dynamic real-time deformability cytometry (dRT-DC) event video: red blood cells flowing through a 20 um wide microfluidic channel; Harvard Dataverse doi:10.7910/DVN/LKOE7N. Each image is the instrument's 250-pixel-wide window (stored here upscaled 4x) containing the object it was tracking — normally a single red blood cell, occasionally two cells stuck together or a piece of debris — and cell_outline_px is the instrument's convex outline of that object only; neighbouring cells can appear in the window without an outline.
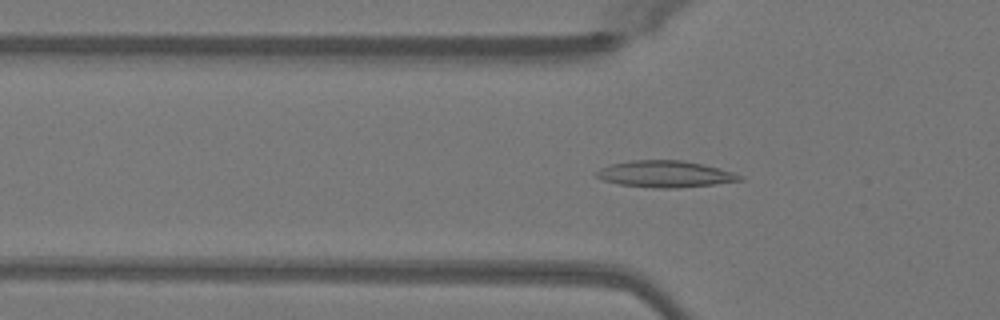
{"species": "Egyptian fruit bat (a non-hibernating species)", "species_latin": "Rousettus aegyptiacus", "temperature_condition": "warm", "stored_images_in_passage": 32, "camera_frame_rate_fps": 3000, "um_per_image_px": 0.085, "animal": {"sex": "female"}, "frame": {"image": 1, "passage_image": 9, "time_ms": 2.667, "image_size_px": [1000, 320], "cell_outline_px": [[744, 180], [716, 184], [676, 188], [656, 188], [620, 184], [604, 180], [596, 176], [596, 172], [600, 168], [612, 164], [632, 160], [684, 160], [732, 172], [744, 176]], "centroid_in_image_um": [56.56, 14.8], "position_along_channel_um": 69.2, "area_um2": 21.96}}
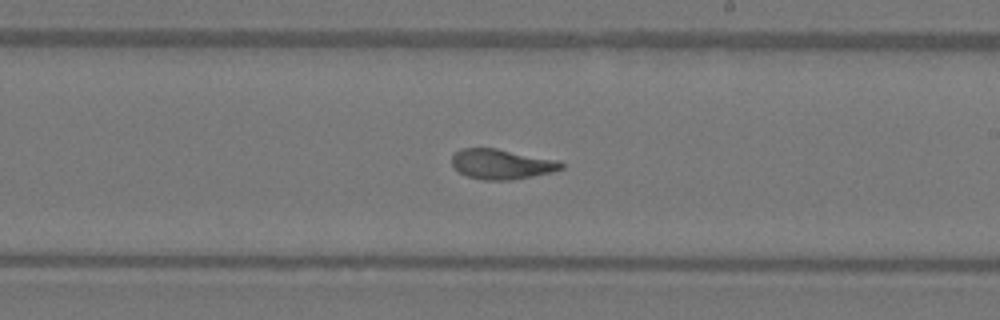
{"frame": {"image": 2, "passage_image": 22, "time_ms": 7.0, "image_size_px": [1000, 320], "cell_outline_px": [[564, 168], [552, 172], [512, 180], [484, 180], [468, 176], [460, 172], [452, 164], [452, 156], [460, 148], [496, 148], [560, 160], [564, 164]], "centroid_in_image_um": [42.68, 13.94], "position_along_channel_um": 246.3, "area_um2": 19.19}}
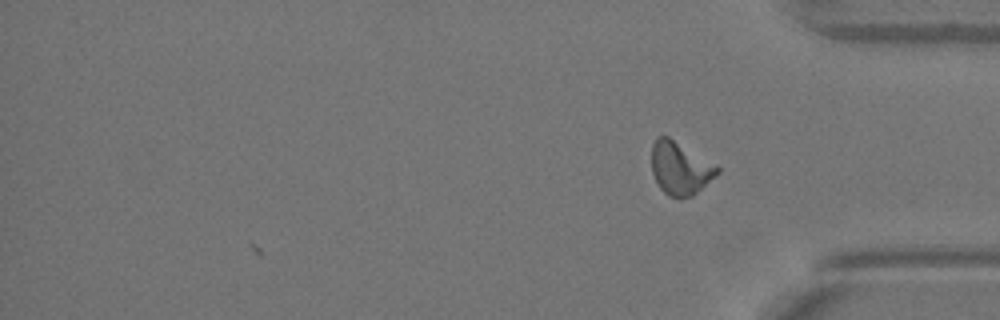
{"frame": {"image": 3, "passage_image": 32, "time_ms": 10.333, "image_size_px": [1000, 320], "cell_outline_px": [[720, 172], [716, 176], [692, 196], [680, 200], [668, 196], [660, 188], [652, 172], [652, 144], [656, 136], [668, 136], [716, 164], [720, 168]], "centroid_in_image_um": [57.82, 14.31], "position_along_channel_um": 377.4, "area_um2": 20.46}, "authors_computed_cell_mechanics": {"area_um2": 19.5364, "velocity_mm_per_s": 4.0771, "shape_relaxation_time_tau1_ms": 5.6554, "shape_relaxation_time_tau2_ms": 1.1392, "deformation_change_tau1": 0.2037, "deformation_change_tau2": 0.0811}}